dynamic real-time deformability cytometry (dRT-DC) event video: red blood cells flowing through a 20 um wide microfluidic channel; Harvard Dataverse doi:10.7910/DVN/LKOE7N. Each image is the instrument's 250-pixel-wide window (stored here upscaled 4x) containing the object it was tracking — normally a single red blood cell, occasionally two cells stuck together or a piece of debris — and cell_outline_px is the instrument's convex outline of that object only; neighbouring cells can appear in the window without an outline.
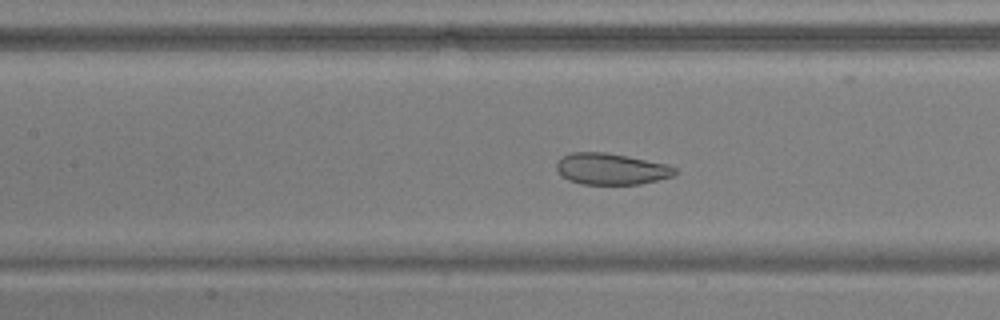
{"species": "common noctule bat (a hibernating species)", "species_latin": "Nyctalus noctula", "temperature_condition": "warm", "stored_images_in_passage": 55, "camera_frame_rate_fps": 3000, "um_per_image_px": 0.085, "animal": {"sex": "male", "body_mass_g": 17.9, "forearm_length_mm": 54.2}, "frame": {"image": 1, "passage_image": 25, "time_ms": 8.0, "image_size_px": [1000, 320], "cell_outline_px": [[676, 176], [640, 184], [580, 184], [568, 180], [556, 168], [556, 164], [564, 156], [572, 152], [604, 152], [628, 156], [668, 164], [676, 168]], "centroid_in_image_um": [52.0, 14.36], "position_along_channel_um": 155.4, "area_um2": 21.62}}
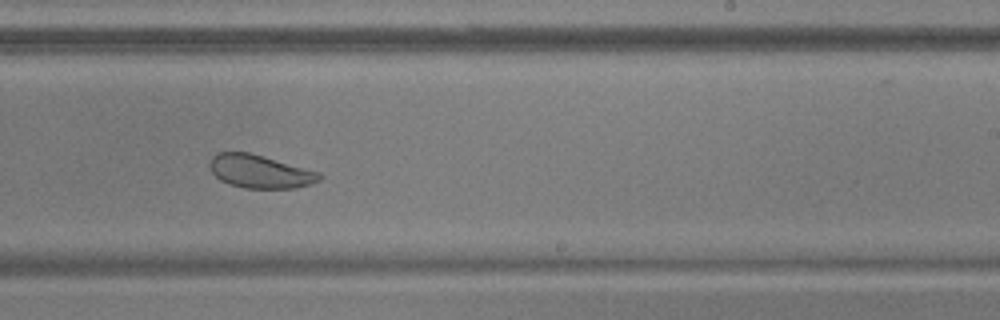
{"frame": {"image": 2, "passage_image": 34, "time_ms": 11.0, "image_size_px": [1000, 320], "cell_outline_px": [[324, 176], [320, 180], [312, 184], [296, 188], [244, 188], [228, 184], [220, 180], [212, 172], [208, 164], [212, 156], [216, 152], [248, 152], [320, 172]], "centroid_in_image_um": [22.1, 14.58], "position_along_channel_um": 266.9, "area_um2": 21.33}}
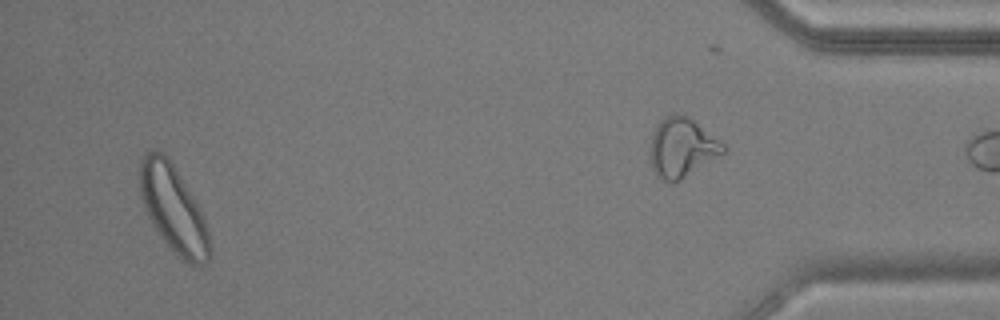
{"frame": {"image": 3, "passage_image": 52, "time_ms": 17.0, "image_size_px": [1000, 320], "cell_outline_px": [[212, 256], [204, 264], [188, 264], [160, 236], [148, 216], [144, 208], [140, 192], [140, 160], [144, 152], [156, 148], [172, 164], [180, 176], [192, 196], [204, 220], [208, 232], [212, 248]], "centroid_in_image_um": [14.73, 17.76], "position_along_channel_um": 420.5, "area_um2": 34.62}}